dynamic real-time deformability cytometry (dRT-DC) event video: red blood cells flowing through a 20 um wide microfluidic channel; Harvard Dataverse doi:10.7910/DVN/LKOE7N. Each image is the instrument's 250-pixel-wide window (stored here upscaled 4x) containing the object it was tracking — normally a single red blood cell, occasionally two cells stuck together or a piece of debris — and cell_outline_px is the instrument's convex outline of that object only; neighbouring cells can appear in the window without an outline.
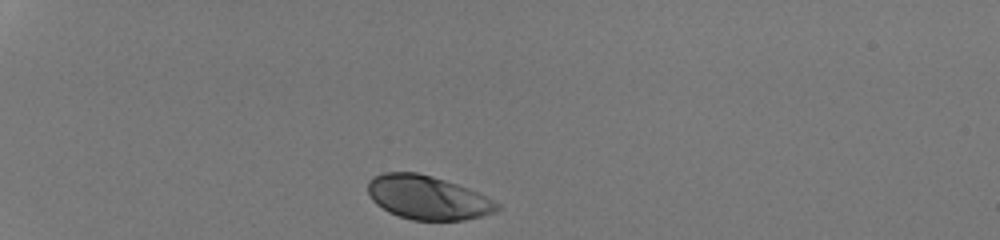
{"species": "human", "species_latin": "Homo sapiens", "temperature_condition": "room temperature", "stored_images_in_passage": 31, "camera_frame_rate_fps": 3000, "um_per_image_px": 0.085, "donor": {"sex": "male"}, "frame": {"image": 1, "passage_image": 1, "time_ms": 0.0, "image_size_px": [1000, 240], "cell_outline_px": [[504, 208], [496, 212], [484, 216], [464, 220], [412, 220], [388, 212], [376, 204], [372, 200], [368, 192], [368, 180], [372, 176], [384, 172], [416, 172], [432, 176], [468, 188], [500, 204]], "centroid_in_image_um": [36.35, 16.8], "position_along_channel_um": 48.7, "area_um2": 33.12}}
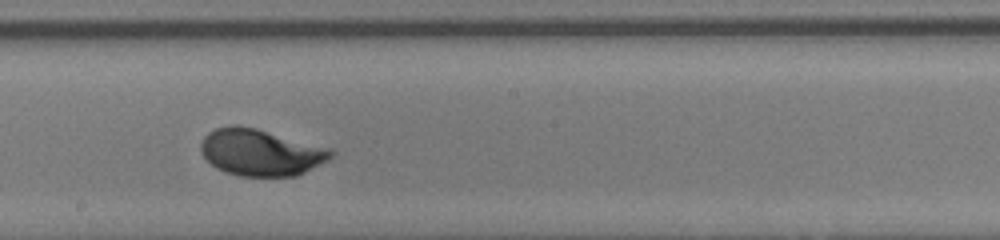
{"frame": {"image": 2, "passage_image": 18, "time_ms": 5.667, "image_size_px": [1000, 240], "cell_outline_px": [[336, 152], [328, 160], [296, 176], [240, 176], [224, 172], [216, 168], [200, 152], [200, 144], [204, 136], [208, 132], [216, 128], [236, 124], [256, 128], [332, 148]], "centroid_in_image_um": [22.16, 12.94], "position_along_channel_um": 226.0, "area_um2": 35.55}}
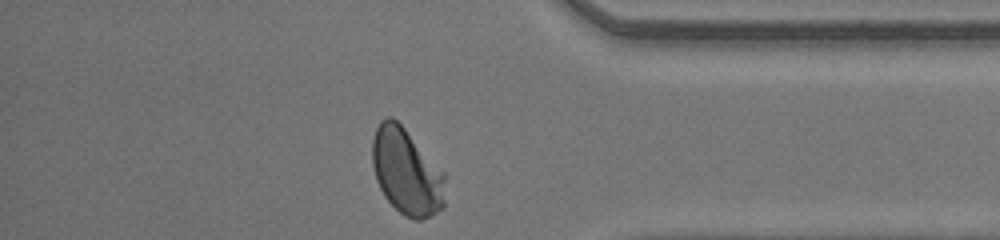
{"frame": {"image": 3, "passage_image": 31, "time_ms": 10.0, "image_size_px": [1000, 240], "cell_outline_px": [[444, 208], [420, 220], [416, 220], [404, 216], [384, 196], [376, 180], [372, 164], [372, 140], [376, 128], [380, 120], [388, 116], [392, 116], [404, 128], [444, 172]], "centroid_in_image_um": [34.53, 14.59], "position_along_channel_um": 400.7, "area_um2": 36.41}, "authors_computed_cell_mechanics": {"area_um2": 34.5644, "velocity_mm_per_s": 4.2363, "shape_relaxation_time_tau1_ms": 2.2102, "shape_relaxation_time_tau2_ms": null, "deformation_change_tau1": 0.1369, "deformation_change_tau2": null}}